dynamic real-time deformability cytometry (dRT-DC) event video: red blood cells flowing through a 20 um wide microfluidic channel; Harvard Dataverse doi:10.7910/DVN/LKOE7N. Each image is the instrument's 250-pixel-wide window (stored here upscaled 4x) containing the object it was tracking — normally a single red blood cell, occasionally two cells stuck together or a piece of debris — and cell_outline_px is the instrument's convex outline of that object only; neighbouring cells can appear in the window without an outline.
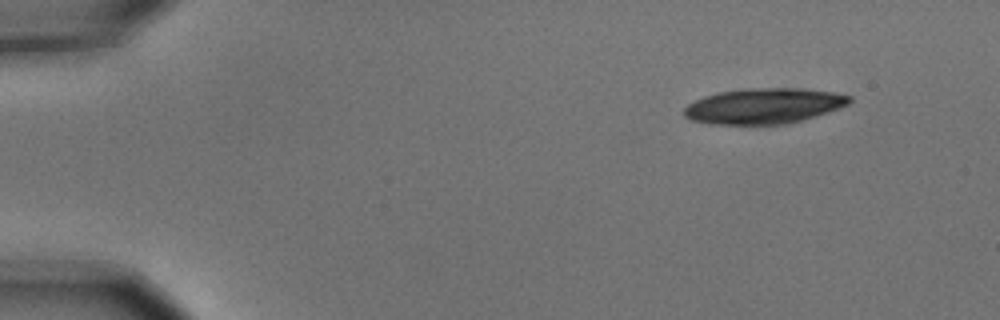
{"species": "common noctule bat (a hibernating species)", "species_latin": "Nyctalus noctula", "temperature_condition": "cold", "stored_images_in_passage": 5, "camera_frame_rate_fps": 3000, "um_per_image_px": 0.085, "animal": {"sex": "male", "body_mass_g": 15.6}, "frame": {"image": 1, "passage_image": 1, "time_ms": 0.0, "image_size_px": [1000, 320], "cell_outline_px": [[852, 100], [848, 104], [828, 112], [800, 120], [784, 124], [712, 124], [692, 120], [684, 116], [684, 108], [688, 104], [704, 96], [720, 92], [748, 88], [804, 88], [832, 92], [852, 96]], "centroid_in_image_um": [64.93, 9.0], "position_along_channel_um": 20.1, "area_um2": 33.99}}